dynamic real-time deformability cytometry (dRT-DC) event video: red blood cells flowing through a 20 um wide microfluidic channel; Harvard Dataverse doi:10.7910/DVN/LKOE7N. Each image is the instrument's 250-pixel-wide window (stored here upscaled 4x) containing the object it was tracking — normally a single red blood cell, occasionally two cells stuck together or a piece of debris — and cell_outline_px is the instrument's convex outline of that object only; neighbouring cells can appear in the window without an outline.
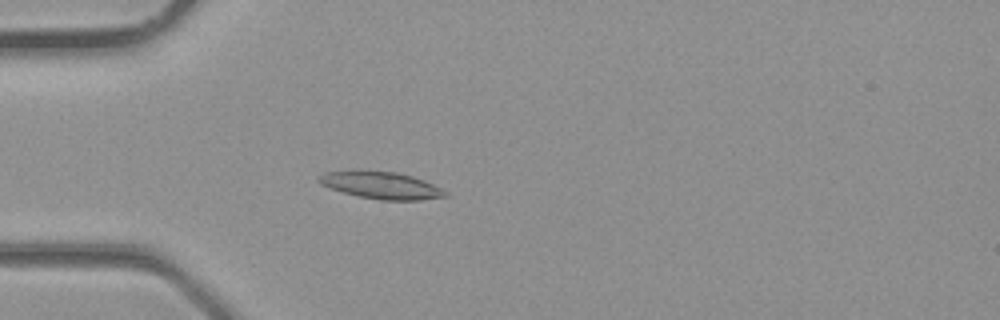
{"species": "common noctule bat (a hibernating species)", "species_latin": "Nyctalus noctula", "temperature_condition": "room temperature", "stored_images_in_passage": 2, "camera_frame_rate_fps": 3000, "um_per_image_px": 0.085, "animal": {"sex": "male", "body_mass_g": 23.1, "forearm_length_mm": 52.7}, "frame": {"image": 1, "passage_image": 2, "time_ms": 0.333, "image_size_px": [1000, 320], "cell_outline_px": [[448, 196], [420, 200], [380, 200], [360, 196], [344, 192], [320, 184], [316, 180], [324, 172], [356, 168], [360, 168], [396, 172], [412, 176], [424, 180], [448, 192]], "centroid_in_image_um": [32.36, 15.71], "position_along_channel_um": 52.6, "area_um2": 20.4}}